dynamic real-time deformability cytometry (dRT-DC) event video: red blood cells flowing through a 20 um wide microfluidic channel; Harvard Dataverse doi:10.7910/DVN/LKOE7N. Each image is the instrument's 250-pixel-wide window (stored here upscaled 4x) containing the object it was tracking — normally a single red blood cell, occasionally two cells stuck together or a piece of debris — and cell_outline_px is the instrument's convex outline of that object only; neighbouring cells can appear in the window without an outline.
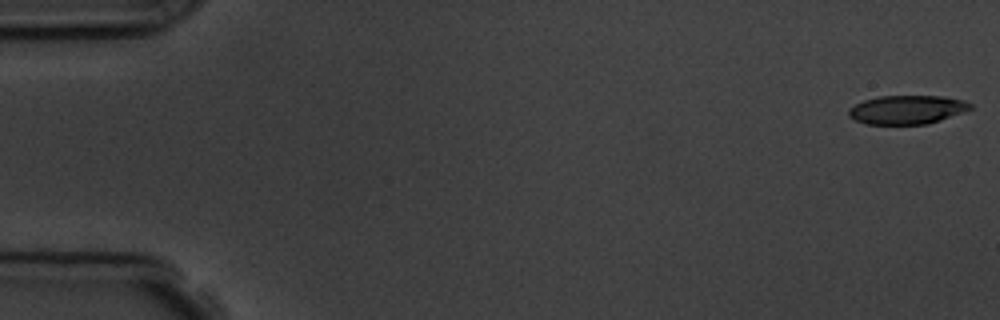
{"species": "common noctule bat (a hibernating species)", "species_latin": "Nyctalus noctula", "temperature_condition": "room temperature", "stored_images_in_passage": 7, "camera_frame_rate_fps": 3000, "um_per_image_px": 0.085, "animal": {"sex": "male", "body_mass_g": 19.5, "forearm_length_mm": 54.6}, "frame": {"image": 1, "passage_image": 1, "time_ms": 0.0, "image_size_px": [1000, 320], "cell_outline_px": [[972, 108], [940, 120], [928, 124], [868, 124], [856, 120], [848, 116], [848, 108], [864, 100], [880, 96], [940, 96], [964, 100], [972, 104]], "centroid_in_image_um": [77.08, 9.32], "position_along_channel_um": 7.9, "area_um2": 20.23}}